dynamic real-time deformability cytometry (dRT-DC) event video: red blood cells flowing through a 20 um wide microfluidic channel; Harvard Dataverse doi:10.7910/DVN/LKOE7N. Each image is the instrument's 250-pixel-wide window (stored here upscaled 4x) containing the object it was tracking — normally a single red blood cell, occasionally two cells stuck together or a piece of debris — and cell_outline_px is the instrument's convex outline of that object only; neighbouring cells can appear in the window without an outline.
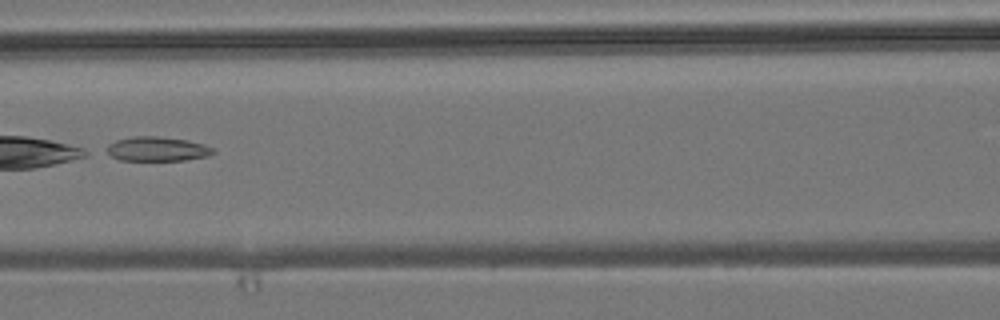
{"species": "common noctule bat (a hibernating species)", "species_latin": "Nyctalus noctula", "temperature_condition": "room temperature", "stored_images_in_passage": 5, "camera_frame_rate_fps": 3000, "um_per_image_px": 0.085, "animal": {"sex": "male", "body_mass_g": 19.2, "forearm_length_mm": 51.8}, "frame": {"image": 1, "passage_image": 3, "time_ms": 3.333, "image_size_px": [1000, 320], "cell_outline_px": [[216, 152], [208, 156], [184, 160], [120, 160], [104, 152], [108, 144], [116, 140], [132, 136], [156, 136], [188, 140], [204, 144], [212, 148]], "centroid_in_image_um": [13.33, 12.66], "position_along_channel_um": 153.3, "area_um2": 15.2}}
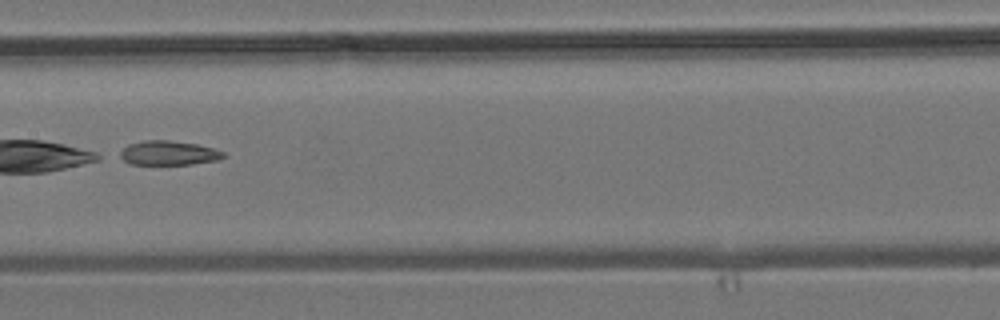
{"frame": {"image": 2, "passage_image": 4, "time_ms": 4.333, "image_size_px": [1000, 320], "cell_outline_px": [[224, 156], [220, 160], [192, 164], [128, 164], [116, 156], [128, 144], [144, 140], [168, 140], [196, 144], [212, 148], [224, 152]], "centroid_in_image_um": [14.28, 13.01], "position_along_channel_um": 193.1, "area_um2": 14.74}}
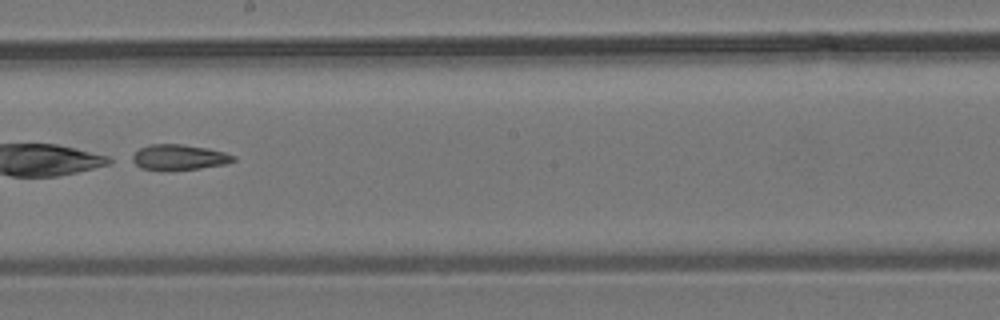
{"frame": {"image": 3, "passage_image": 5, "time_ms": 5.333, "image_size_px": [1000, 320], "cell_outline_px": [[236, 160], [224, 164], [200, 168], [140, 168], [128, 160], [140, 148], [148, 144], [184, 144], [208, 148], [224, 152], [236, 156]], "centroid_in_image_um": [15.21, 13.32], "position_along_channel_um": 233.0, "area_um2": 14.62}}